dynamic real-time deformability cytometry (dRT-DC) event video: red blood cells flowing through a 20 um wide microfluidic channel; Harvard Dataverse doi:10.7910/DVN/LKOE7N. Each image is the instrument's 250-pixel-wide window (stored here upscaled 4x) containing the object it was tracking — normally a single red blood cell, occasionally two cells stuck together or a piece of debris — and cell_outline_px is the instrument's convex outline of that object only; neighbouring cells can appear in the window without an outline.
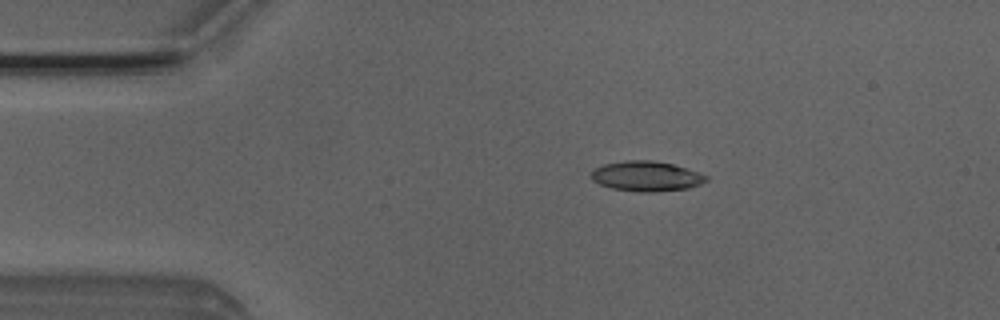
{"species": "Egyptian fruit bat (a non-hibernating species)", "species_latin": "Rousettus aegyptiacus", "temperature_condition": "room temperature", "stored_images_in_passage": 39, "camera_frame_rate_fps": 3000, "um_per_image_px": 0.085, "animal": {"sex": "male"}, "frame": {"image": 1, "passage_image": 1, "time_ms": 0.0, "image_size_px": [1000, 320], "cell_outline_px": [[708, 180], [700, 184], [688, 188], [652, 192], [636, 192], [612, 188], [600, 184], [592, 180], [592, 172], [596, 168], [604, 164], [628, 160], [652, 160], [672, 164], [708, 176]], "centroid_in_image_um": [54.93, 14.98], "position_along_channel_um": 30.1, "area_um2": 19.88}}
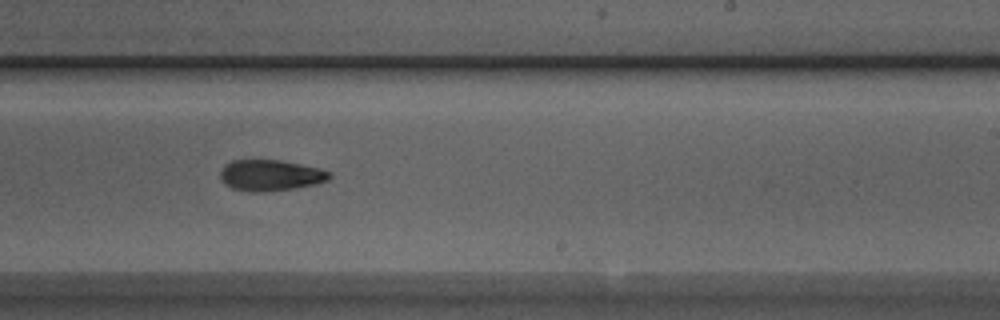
{"frame": {"image": 2, "passage_image": 22, "time_ms": 7.0, "image_size_px": [1000, 320], "cell_outline_px": [[332, 176], [328, 180], [316, 184], [292, 188], [264, 192], [252, 192], [232, 188], [224, 184], [220, 180], [220, 172], [224, 164], [232, 160], [280, 160], [320, 168], [332, 172]], "centroid_in_image_um": [22.98, 14.9], "position_along_channel_um": 266.0, "area_um2": 19.88}}
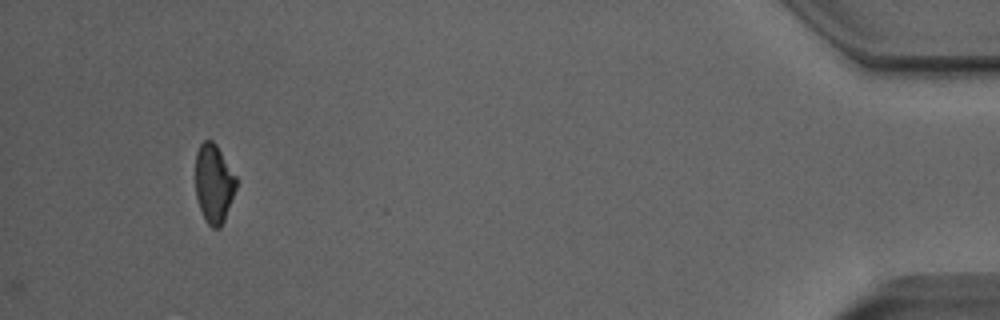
{"frame": {"image": 3, "passage_image": 39, "time_ms": 12.667, "image_size_px": [1000, 320], "cell_outline_px": [[236, 188], [224, 220], [220, 228], [212, 228], [208, 224], [200, 208], [196, 196], [196, 152], [200, 144], [204, 140], [212, 140], [216, 144], [236, 176]], "centroid_in_image_um": [18.17, 15.58], "position_along_channel_um": 417.0, "area_um2": 18.5}, "authors_computed_cell_mechanics": {"area_um2": 19.4786, "velocity_mm_per_s": 4.0375, "shape_relaxation_time_tau1_ms": 2.8961, "shape_relaxation_time_tau2_ms": null, "deformation_change_tau1": 0.1389, "deformation_change_tau2": null}}